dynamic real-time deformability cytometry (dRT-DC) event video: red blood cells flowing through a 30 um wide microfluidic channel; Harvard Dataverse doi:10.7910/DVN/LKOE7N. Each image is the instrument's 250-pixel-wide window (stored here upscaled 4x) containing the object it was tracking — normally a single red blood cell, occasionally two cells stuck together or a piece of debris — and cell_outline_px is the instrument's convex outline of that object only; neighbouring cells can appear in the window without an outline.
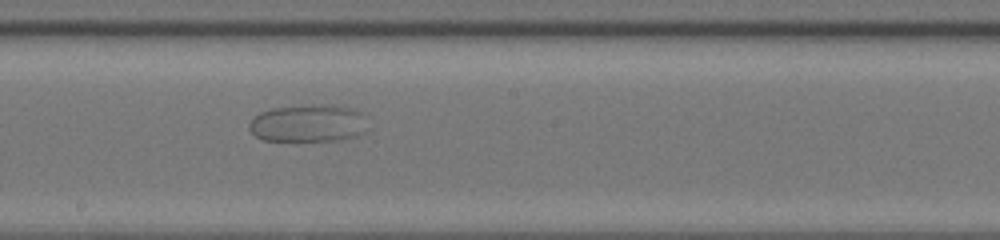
{"species": "common noctule bat (a hibernating species)", "species_latin": "Nyctalus noctula", "temperature_condition": "room temperature", "stored_images_in_passage": 54, "camera_frame_rate_fps": 3000, "um_per_image_px": 0.085, "animal": {"sex": "female", "body_mass_g": 20.0, "forearm_length_mm": 54.0}, "frame": {"image": 1, "passage_image": 33, "time_ms": 10.667, "image_size_px": [1000, 240], "cell_outline_px": [[368, 132], [356, 136], [340, 140], [264, 140], [256, 136], [248, 128], [248, 124], [260, 112], [272, 108], [312, 104], [332, 104], [356, 108], [360, 112], [368, 128]], "centroid_in_image_um": [26.25, 10.46], "position_along_channel_um": 222.0, "area_um2": 26.13}}
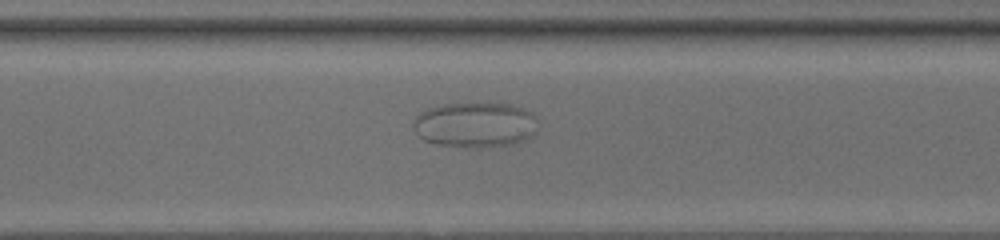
{"frame": {"image": 2, "passage_image": 41, "time_ms": 13.333, "image_size_px": [1000, 240], "cell_outline_px": [[536, 132], [528, 140], [512, 144], [488, 148], [468, 148], [436, 144], [424, 140], [416, 136], [412, 128], [412, 124], [416, 116], [420, 112], [428, 108], [444, 104], [508, 104], [524, 108], [532, 112], [536, 116]], "centroid_in_image_um": [40.38, 10.64], "position_along_channel_um": 330.2, "area_um2": 33.47}}